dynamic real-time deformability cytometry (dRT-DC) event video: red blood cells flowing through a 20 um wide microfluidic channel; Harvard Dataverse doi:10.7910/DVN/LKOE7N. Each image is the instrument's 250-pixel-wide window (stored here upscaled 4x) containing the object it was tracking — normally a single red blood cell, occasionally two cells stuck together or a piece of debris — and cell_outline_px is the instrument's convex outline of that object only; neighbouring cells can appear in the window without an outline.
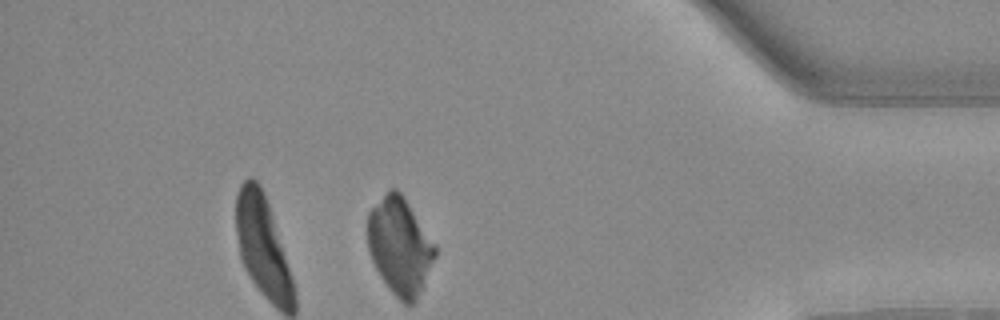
{"species": "Egyptian fruit bat (a non-hibernating species)", "species_latin": "Rousettus aegyptiacus", "temperature_condition": "warm", "stored_images_in_passage": 30, "camera_frame_rate_fps": 3000, "um_per_image_px": 0.085, "animal": {"sex": "female"}, "frame": {"image": 1, "passage_image": 30, "time_ms": 9.667, "image_size_px": [1000, 320], "cell_outline_px": [[436, 256], [416, 300], [412, 304], [404, 304], [392, 292], [380, 276], [368, 252], [368, 212], [392, 188], [396, 188], [404, 196], [436, 244]], "centroid_in_image_um": [33.99, 20.92], "position_along_channel_um": 401.2, "area_um2": 37.74}}